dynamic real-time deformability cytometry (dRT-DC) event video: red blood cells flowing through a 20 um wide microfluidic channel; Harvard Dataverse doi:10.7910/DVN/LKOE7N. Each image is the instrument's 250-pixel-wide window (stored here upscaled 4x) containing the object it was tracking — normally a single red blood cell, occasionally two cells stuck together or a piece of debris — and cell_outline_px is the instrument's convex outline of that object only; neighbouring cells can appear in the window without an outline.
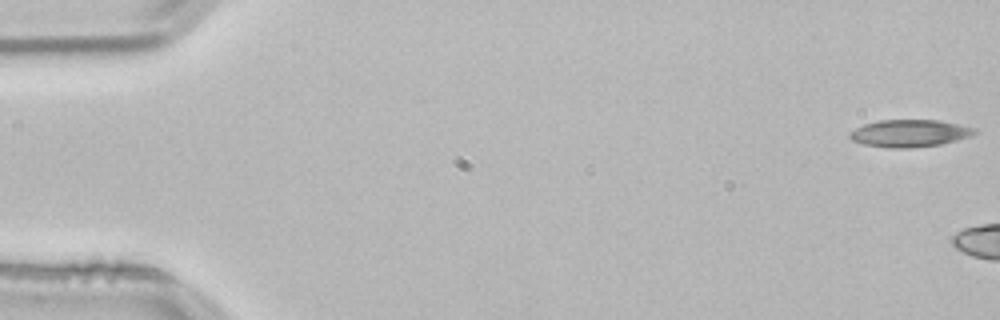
{"species": "common noctule bat (a hibernating species)", "species_latin": "Nyctalus noctula", "temperature_condition": "room temperature", "stored_images_in_passage": 7, "camera_frame_rate_fps": 3000, "um_per_image_px": 0.085, "animal": {"sex": "male", "body_mass_g": 21.5, "forearm_length_mm": 52.0}, "frame": {"image": 1, "passage_image": 1, "time_ms": 0.0, "image_size_px": [1000, 320], "cell_outline_px": [[976, 132], [972, 136], [940, 144], [912, 148], [888, 148], [864, 144], [852, 140], [848, 136], [848, 132], [864, 124], [880, 120], [940, 120], [976, 128]], "centroid_in_image_um": [77.31, 11.33], "position_along_channel_um": 7.7, "area_um2": 19.88}}